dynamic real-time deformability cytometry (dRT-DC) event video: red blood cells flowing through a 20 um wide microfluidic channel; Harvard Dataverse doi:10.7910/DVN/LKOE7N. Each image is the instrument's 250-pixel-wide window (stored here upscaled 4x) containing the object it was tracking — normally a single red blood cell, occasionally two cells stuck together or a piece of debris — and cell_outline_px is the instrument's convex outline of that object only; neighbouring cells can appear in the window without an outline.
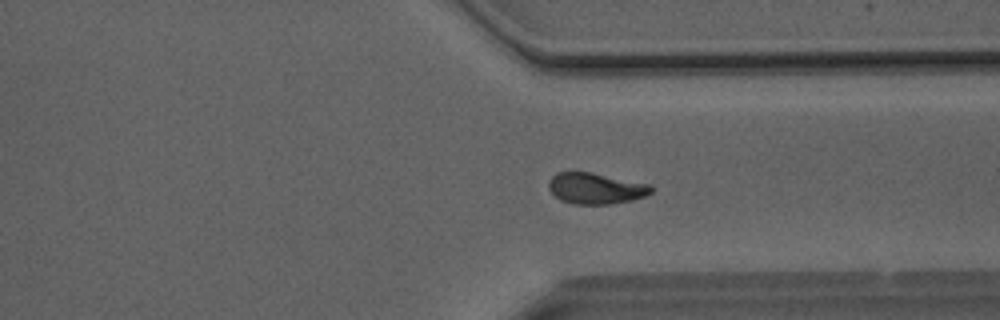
{"species": "Egyptian fruit bat (a non-hibernating species)", "species_latin": "Rousettus aegyptiacus", "temperature_condition": "room temperature", "stored_images_in_passage": 44, "camera_frame_rate_fps": 3000, "um_per_image_px": 0.085, "animal": {"sex": "male"}, "frame": {"image": 1, "passage_image": 32, "time_ms": 10.333, "image_size_px": [1000, 320], "cell_outline_px": [[652, 192], [644, 196], [628, 200], [608, 204], [572, 204], [560, 200], [548, 188], [548, 180], [556, 172], [572, 168], [592, 172], [648, 184], [652, 188]], "centroid_in_image_um": [50.52, 15.96], "position_along_channel_um": 360.9, "area_um2": 18.9}}
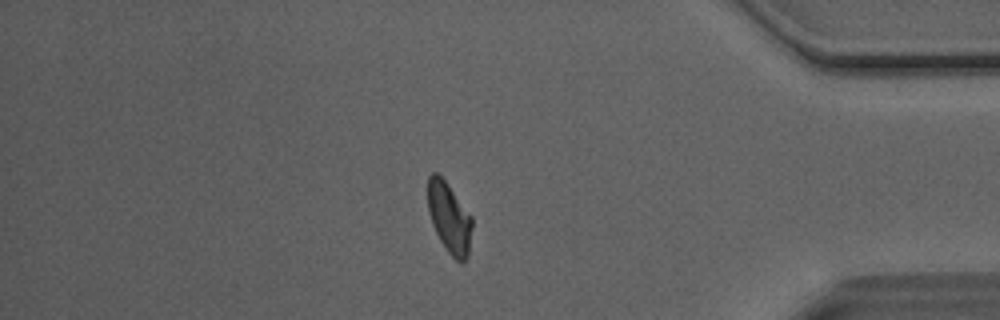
{"frame": {"image": 2, "passage_image": 37, "time_ms": 12.0, "image_size_px": [1000, 320], "cell_outline_px": [[472, 228], [468, 256], [460, 264], [448, 252], [440, 240], [432, 224], [428, 212], [428, 176], [432, 172], [436, 172], [448, 184], [472, 216]], "centroid_in_image_um": [38.19, 18.51], "position_along_channel_um": 397.0, "area_um2": 18.21}}
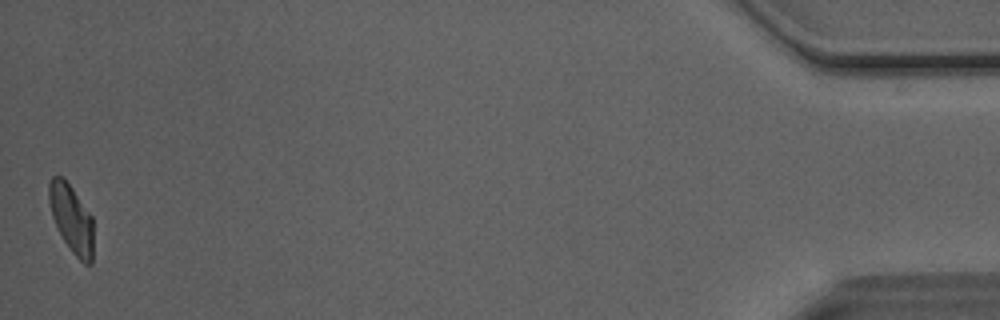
{"frame": {"image": 3, "passage_image": 44, "time_ms": 14.333, "image_size_px": [1000, 320], "cell_outline_px": [[92, 264], [84, 264], [72, 252], [64, 240], [52, 216], [48, 200], [48, 184], [52, 176], [64, 176], [92, 216]], "centroid_in_image_um": [6.06, 18.54], "position_along_channel_um": 429.1, "area_um2": 17.51}, "authors_computed_cell_mechanics": {"area_um2": 18.8428, "velocity_mm_per_s": 4.0738, "shape_relaxation_time_tau1_ms": 8.3296, "shape_relaxation_time_tau2_ms": 2.8157, "deformation_change_tau1": 0.227, "deformation_change_tau2": 0.094}}